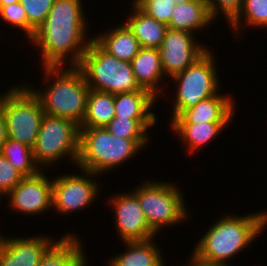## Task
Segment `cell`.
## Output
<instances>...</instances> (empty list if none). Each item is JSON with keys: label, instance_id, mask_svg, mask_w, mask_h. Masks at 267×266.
<instances>
[{"label": "cell", "instance_id": "obj_1", "mask_svg": "<svg viewBox=\"0 0 267 266\" xmlns=\"http://www.w3.org/2000/svg\"><path fill=\"white\" fill-rule=\"evenodd\" d=\"M82 5L81 0H55L29 40L40 49L43 67H63L65 62L70 63L69 67H78L92 39L86 36L88 22Z\"/></svg>", "mask_w": 267, "mask_h": 266}, {"label": "cell", "instance_id": "obj_2", "mask_svg": "<svg viewBox=\"0 0 267 266\" xmlns=\"http://www.w3.org/2000/svg\"><path fill=\"white\" fill-rule=\"evenodd\" d=\"M198 240L191 258L212 265H228L229 259L244 251L267 228L266 212L247 215L224 214Z\"/></svg>", "mask_w": 267, "mask_h": 266}, {"label": "cell", "instance_id": "obj_3", "mask_svg": "<svg viewBox=\"0 0 267 266\" xmlns=\"http://www.w3.org/2000/svg\"><path fill=\"white\" fill-rule=\"evenodd\" d=\"M43 70L45 82L51 83L45 90L25 85L39 100L44 114L67 118L80 125L90 91L81 70L71 66L67 69L64 66L43 67Z\"/></svg>", "mask_w": 267, "mask_h": 266}, {"label": "cell", "instance_id": "obj_4", "mask_svg": "<svg viewBox=\"0 0 267 266\" xmlns=\"http://www.w3.org/2000/svg\"><path fill=\"white\" fill-rule=\"evenodd\" d=\"M141 149L134 140L113 136L105 127L80 128L76 166L98 175L106 174L132 159Z\"/></svg>", "mask_w": 267, "mask_h": 266}, {"label": "cell", "instance_id": "obj_5", "mask_svg": "<svg viewBox=\"0 0 267 266\" xmlns=\"http://www.w3.org/2000/svg\"><path fill=\"white\" fill-rule=\"evenodd\" d=\"M90 89L119 94L148 91L137 83L129 61L119 60L105 51L93 38L78 65Z\"/></svg>", "mask_w": 267, "mask_h": 266}, {"label": "cell", "instance_id": "obj_6", "mask_svg": "<svg viewBox=\"0 0 267 266\" xmlns=\"http://www.w3.org/2000/svg\"><path fill=\"white\" fill-rule=\"evenodd\" d=\"M145 213L151 230L157 235L161 229L188 218L189 212L179 187L171 182L144 181L133 190ZM168 225V226H167Z\"/></svg>", "mask_w": 267, "mask_h": 266}, {"label": "cell", "instance_id": "obj_7", "mask_svg": "<svg viewBox=\"0 0 267 266\" xmlns=\"http://www.w3.org/2000/svg\"><path fill=\"white\" fill-rule=\"evenodd\" d=\"M80 126L67 118L44 114L36 143L32 148L34 159L40 166L48 167L68 158L77 165ZM57 162V163H56Z\"/></svg>", "mask_w": 267, "mask_h": 266}, {"label": "cell", "instance_id": "obj_8", "mask_svg": "<svg viewBox=\"0 0 267 266\" xmlns=\"http://www.w3.org/2000/svg\"><path fill=\"white\" fill-rule=\"evenodd\" d=\"M214 54L208 49L193 64L172 78L177 85L173 99L171 122L183 111L200 101L215 96L219 91V75ZM219 90V91H218Z\"/></svg>", "mask_w": 267, "mask_h": 266}, {"label": "cell", "instance_id": "obj_9", "mask_svg": "<svg viewBox=\"0 0 267 266\" xmlns=\"http://www.w3.org/2000/svg\"><path fill=\"white\" fill-rule=\"evenodd\" d=\"M16 85L3 94L8 138L33 148L44 111L37 97L26 85Z\"/></svg>", "mask_w": 267, "mask_h": 266}, {"label": "cell", "instance_id": "obj_10", "mask_svg": "<svg viewBox=\"0 0 267 266\" xmlns=\"http://www.w3.org/2000/svg\"><path fill=\"white\" fill-rule=\"evenodd\" d=\"M81 171V175L72 173L52 178V207L60 215L87 208L99 196L97 194L100 193V188L96 183L97 179L93 180L94 177H98V174Z\"/></svg>", "mask_w": 267, "mask_h": 266}, {"label": "cell", "instance_id": "obj_11", "mask_svg": "<svg viewBox=\"0 0 267 266\" xmlns=\"http://www.w3.org/2000/svg\"><path fill=\"white\" fill-rule=\"evenodd\" d=\"M194 39L192 33L168 28L158 48L165 77L172 79L208 50L209 47Z\"/></svg>", "mask_w": 267, "mask_h": 266}, {"label": "cell", "instance_id": "obj_12", "mask_svg": "<svg viewBox=\"0 0 267 266\" xmlns=\"http://www.w3.org/2000/svg\"><path fill=\"white\" fill-rule=\"evenodd\" d=\"M112 196L108 202L113 206L115 227L123 242L147 241L156 236L149 227L145 213L133 191Z\"/></svg>", "mask_w": 267, "mask_h": 266}, {"label": "cell", "instance_id": "obj_13", "mask_svg": "<svg viewBox=\"0 0 267 266\" xmlns=\"http://www.w3.org/2000/svg\"><path fill=\"white\" fill-rule=\"evenodd\" d=\"M9 207L25 215H38L52 208V180L42 170L24 177L6 196Z\"/></svg>", "mask_w": 267, "mask_h": 266}, {"label": "cell", "instance_id": "obj_14", "mask_svg": "<svg viewBox=\"0 0 267 266\" xmlns=\"http://www.w3.org/2000/svg\"><path fill=\"white\" fill-rule=\"evenodd\" d=\"M56 240L47 235L1 237L0 266H38L43 254Z\"/></svg>", "mask_w": 267, "mask_h": 266}, {"label": "cell", "instance_id": "obj_15", "mask_svg": "<svg viewBox=\"0 0 267 266\" xmlns=\"http://www.w3.org/2000/svg\"><path fill=\"white\" fill-rule=\"evenodd\" d=\"M231 96L219 92L183 111L170 123L230 122L236 106Z\"/></svg>", "mask_w": 267, "mask_h": 266}, {"label": "cell", "instance_id": "obj_16", "mask_svg": "<svg viewBox=\"0 0 267 266\" xmlns=\"http://www.w3.org/2000/svg\"><path fill=\"white\" fill-rule=\"evenodd\" d=\"M131 64L134 76L140 87L148 90L156 98L162 97L160 94L161 92L163 93V88L159 85L163 84L162 81L165 78V74L159 50L141 47L137 55L132 59Z\"/></svg>", "mask_w": 267, "mask_h": 266}, {"label": "cell", "instance_id": "obj_17", "mask_svg": "<svg viewBox=\"0 0 267 266\" xmlns=\"http://www.w3.org/2000/svg\"><path fill=\"white\" fill-rule=\"evenodd\" d=\"M132 13L124 23L143 48L158 49L163 42L168 26L148 16L134 2Z\"/></svg>", "mask_w": 267, "mask_h": 266}, {"label": "cell", "instance_id": "obj_18", "mask_svg": "<svg viewBox=\"0 0 267 266\" xmlns=\"http://www.w3.org/2000/svg\"><path fill=\"white\" fill-rule=\"evenodd\" d=\"M47 249L38 266H86L83 244L75 234H65Z\"/></svg>", "mask_w": 267, "mask_h": 266}, {"label": "cell", "instance_id": "obj_19", "mask_svg": "<svg viewBox=\"0 0 267 266\" xmlns=\"http://www.w3.org/2000/svg\"><path fill=\"white\" fill-rule=\"evenodd\" d=\"M212 21L206 0H190L175 5L168 28L193 34L207 28Z\"/></svg>", "mask_w": 267, "mask_h": 266}, {"label": "cell", "instance_id": "obj_20", "mask_svg": "<svg viewBox=\"0 0 267 266\" xmlns=\"http://www.w3.org/2000/svg\"><path fill=\"white\" fill-rule=\"evenodd\" d=\"M229 123H170V130L177 134L183 145L185 144L187 146V152L194 154L199 149L202 150L209 141L212 142Z\"/></svg>", "mask_w": 267, "mask_h": 266}, {"label": "cell", "instance_id": "obj_21", "mask_svg": "<svg viewBox=\"0 0 267 266\" xmlns=\"http://www.w3.org/2000/svg\"><path fill=\"white\" fill-rule=\"evenodd\" d=\"M93 39L110 55L119 60L129 61L137 55L141 46L130 29L122 22L113 30L93 37Z\"/></svg>", "mask_w": 267, "mask_h": 266}, {"label": "cell", "instance_id": "obj_22", "mask_svg": "<svg viewBox=\"0 0 267 266\" xmlns=\"http://www.w3.org/2000/svg\"><path fill=\"white\" fill-rule=\"evenodd\" d=\"M149 91L124 92L114 95L115 117L131 119H156L152 108L157 102Z\"/></svg>", "mask_w": 267, "mask_h": 266}, {"label": "cell", "instance_id": "obj_23", "mask_svg": "<svg viewBox=\"0 0 267 266\" xmlns=\"http://www.w3.org/2000/svg\"><path fill=\"white\" fill-rule=\"evenodd\" d=\"M154 238L147 241L123 242L126 251L117 256H112L109 266H155L163 255L153 242ZM162 255V256H161Z\"/></svg>", "mask_w": 267, "mask_h": 266}, {"label": "cell", "instance_id": "obj_24", "mask_svg": "<svg viewBox=\"0 0 267 266\" xmlns=\"http://www.w3.org/2000/svg\"><path fill=\"white\" fill-rule=\"evenodd\" d=\"M114 94L90 89L80 128L105 127L115 117Z\"/></svg>", "mask_w": 267, "mask_h": 266}, {"label": "cell", "instance_id": "obj_25", "mask_svg": "<svg viewBox=\"0 0 267 266\" xmlns=\"http://www.w3.org/2000/svg\"><path fill=\"white\" fill-rule=\"evenodd\" d=\"M157 119H131L114 117L105 128L113 135L120 138L134 140L142 149L149 143L148 130L154 126ZM150 127V128H149Z\"/></svg>", "mask_w": 267, "mask_h": 266}, {"label": "cell", "instance_id": "obj_26", "mask_svg": "<svg viewBox=\"0 0 267 266\" xmlns=\"http://www.w3.org/2000/svg\"><path fill=\"white\" fill-rule=\"evenodd\" d=\"M0 152L24 177L36 175L42 169L34 159L32 148L18 141L8 138Z\"/></svg>", "mask_w": 267, "mask_h": 266}, {"label": "cell", "instance_id": "obj_27", "mask_svg": "<svg viewBox=\"0 0 267 266\" xmlns=\"http://www.w3.org/2000/svg\"><path fill=\"white\" fill-rule=\"evenodd\" d=\"M244 18V19H243ZM242 20L250 27L267 28V0H244L237 17L228 25L239 35Z\"/></svg>", "mask_w": 267, "mask_h": 266}, {"label": "cell", "instance_id": "obj_28", "mask_svg": "<svg viewBox=\"0 0 267 266\" xmlns=\"http://www.w3.org/2000/svg\"><path fill=\"white\" fill-rule=\"evenodd\" d=\"M54 1L19 0L28 18V40L35 35L36 29L45 21L50 9L54 5Z\"/></svg>", "mask_w": 267, "mask_h": 266}, {"label": "cell", "instance_id": "obj_29", "mask_svg": "<svg viewBox=\"0 0 267 266\" xmlns=\"http://www.w3.org/2000/svg\"><path fill=\"white\" fill-rule=\"evenodd\" d=\"M133 2L148 16L167 26L176 5L173 0H134Z\"/></svg>", "mask_w": 267, "mask_h": 266}, {"label": "cell", "instance_id": "obj_30", "mask_svg": "<svg viewBox=\"0 0 267 266\" xmlns=\"http://www.w3.org/2000/svg\"><path fill=\"white\" fill-rule=\"evenodd\" d=\"M0 17L4 20V23L7 22L10 25L12 24L13 27L21 29L28 39V18L20 2L0 6Z\"/></svg>", "mask_w": 267, "mask_h": 266}, {"label": "cell", "instance_id": "obj_31", "mask_svg": "<svg viewBox=\"0 0 267 266\" xmlns=\"http://www.w3.org/2000/svg\"><path fill=\"white\" fill-rule=\"evenodd\" d=\"M208 10L213 20L219 18L218 15L223 14L230 24L240 12L244 0H206Z\"/></svg>", "mask_w": 267, "mask_h": 266}, {"label": "cell", "instance_id": "obj_32", "mask_svg": "<svg viewBox=\"0 0 267 266\" xmlns=\"http://www.w3.org/2000/svg\"><path fill=\"white\" fill-rule=\"evenodd\" d=\"M24 176L0 152V192L5 197Z\"/></svg>", "mask_w": 267, "mask_h": 266}, {"label": "cell", "instance_id": "obj_33", "mask_svg": "<svg viewBox=\"0 0 267 266\" xmlns=\"http://www.w3.org/2000/svg\"><path fill=\"white\" fill-rule=\"evenodd\" d=\"M7 139H8V132L3 112V93H2V95L0 96V151Z\"/></svg>", "mask_w": 267, "mask_h": 266}, {"label": "cell", "instance_id": "obj_34", "mask_svg": "<svg viewBox=\"0 0 267 266\" xmlns=\"http://www.w3.org/2000/svg\"><path fill=\"white\" fill-rule=\"evenodd\" d=\"M188 266H231L230 263L228 265H212V264H206L203 262L195 261L191 258L190 263L187 264Z\"/></svg>", "mask_w": 267, "mask_h": 266}, {"label": "cell", "instance_id": "obj_35", "mask_svg": "<svg viewBox=\"0 0 267 266\" xmlns=\"http://www.w3.org/2000/svg\"><path fill=\"white\" fill-rule=\"evenodd\" d=\"M16 2H19V0H0V6H5Z\"/></svg>", "mask_w": 267, "mask_h": 266}, {"label": "cell", "instance_id": "obj_36", "mask_svg": "<svg viewBox=\"0 0 267 266\" xmlns=\"http://www.w3.org/2000/svg\"><path fill=\"white\" fill-rule=\"evenodd\" d=\"M173 1H174V4L179 5V4H182V3H187V2H189L190 0H173Z\"/></svg>", "mask_w": 267, "mask_h": 266}, {"label": "cell", "instance_id": "obj_37", "mask_svg": "<svg viewBox=\"0 0 267 266\" xmlns=\"http://www.w3.org/2000/svg\"><path fill=\"white\" fill-rule=\"evenodd\" d=\"M164 259L162 258L155 266H165L166 264H164L165 262H163Z\"/></svg>", "mask_w": 267, "mask_h": 266}, {"label": "cell", "instance_id": "obj_38", "mask_svg": "<svg viewBox=\"0 0 267 266\" xmlns=\"http://www.w3.org/2000/svg\"><path fill=\"white\" fill-rule=\"evenodd\" d=\"M3 197V195L1 194V192H0V199ZM0 203H1V200H0Z\"/></svg>", "mask_w": 267, "mask_h": 266}]
</instances>
